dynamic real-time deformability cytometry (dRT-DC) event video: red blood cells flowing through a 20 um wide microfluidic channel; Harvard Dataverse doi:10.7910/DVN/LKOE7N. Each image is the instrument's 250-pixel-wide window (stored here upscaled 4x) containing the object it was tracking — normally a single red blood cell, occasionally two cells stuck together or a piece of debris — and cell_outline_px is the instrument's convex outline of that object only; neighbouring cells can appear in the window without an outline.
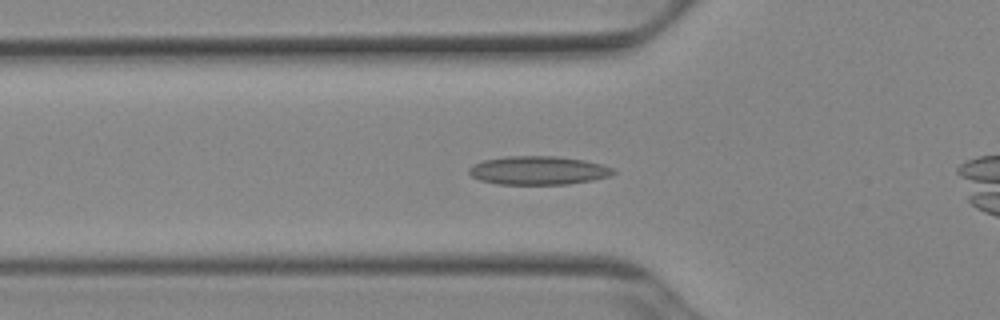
{"species": "Egyptian fruit bat (a non-hibernating species)", "species_latin": "Rousettus aegyptiacus", "temperature_condition": "cold", "stored_images_in_passage": 46, "camera_frame_rate_fps": 3000, "um_per_image_px": 0.085, "animal": {"sex": "female"}, "frame": {"image": 1, "passage_image": 11, "time_ms": 3.333, "image_size_px": [1000, 320], "cell_outline_px": [[616, 172], [612, 176], [592, 180], [568, 184], [496, 184], [480, 180], [472, 176], [468, 172], [468, 168], [472, 164], [484, 160], [508, 156], [556, 156], [584, 160], [604, 164], [612, 168]], "centroid_in_image_um": [45.77, 14.48], "position_along_channel_um": 80.0, "area_um2": 24.16}}
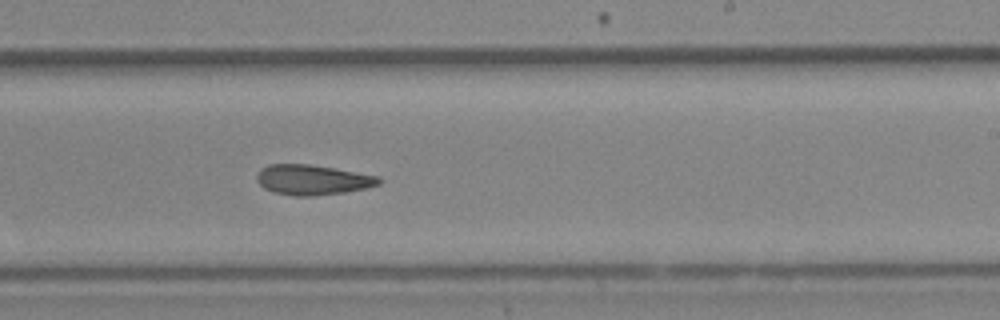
{"frame": {"image": 2, "passage_image": 25, "time_ms": 8.0, "image_size_px": [1000, 320], "cell_outline_px": [[384, 180], [380, 184], [364, 188], [344, 192], [312, 196], [292, 196], [276, 192], [264, 188], [256, 180], [256, 176], [260, 168], [268, 164], [308, 164], [380, 176]], "centroid_in_image_um": [26.56, 15.28], "position_along_channel_um": 262.4, "area_um2": 21.39}}
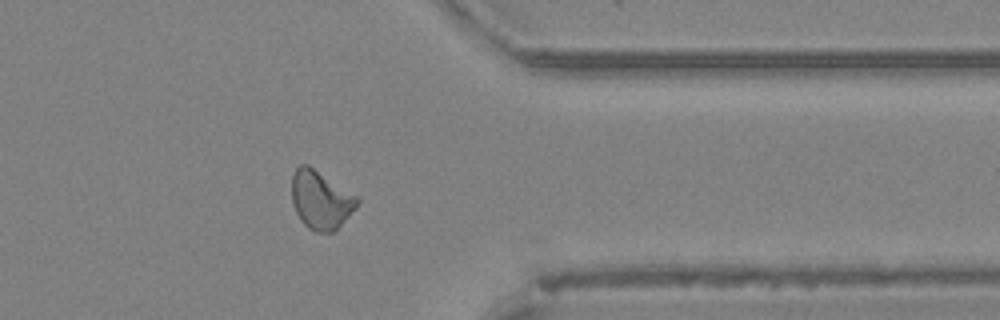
{"frame": {"image": 3, "passage_image": 35, "time_ms": 11.333, "image_size_px": [1000, 320], "cell_outline_px": [[360, 200], [356, 208], [332, 232], [316, 232], [308, 228], [300, 220], [292, 204], [292, 176], [296, 168], [300, 164], [308, 164], [356, 196]], "centroid_in_image_um": [27.23, 16.99], "position_along_channel_um": 384.2, "area_um2": 21.96}, "authors_computed_cell_mechanics": {"area_um2": 21.9062, "velocity_mm_per_s": 3.9304, "shape_relaxation_time_tau1_ms": null, "shape_relaxation_time_tau2_ms": 7.4006, "deformation_change_tau1": null, "deformation_change_tau2": 0.1528}}